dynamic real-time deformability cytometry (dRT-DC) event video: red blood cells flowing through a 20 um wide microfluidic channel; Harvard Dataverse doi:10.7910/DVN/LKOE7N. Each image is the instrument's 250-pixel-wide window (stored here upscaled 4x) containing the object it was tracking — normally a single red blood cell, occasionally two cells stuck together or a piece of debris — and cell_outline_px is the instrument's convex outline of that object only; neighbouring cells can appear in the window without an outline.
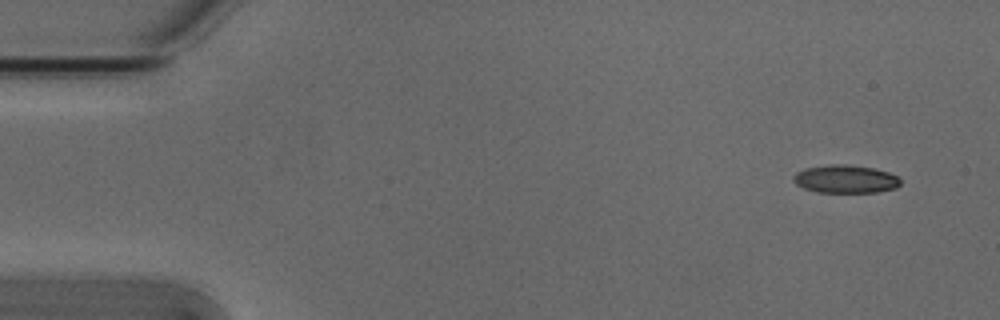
{"species": "Egyptian fruit bat (a non-hibernating species)", "species_latin": "Rousettus aegyptiacus", "temperature_condition": "cold", "stored_images_in_passage": 5, "camera_frame_rate_fps": 3000, "um_per_image_px": 0.085, "animal": {"sex": "male"}, "frame": {"image": 1, "passage_image": 1, "time_ms": 0.0, "image_size_px": [1000, 320], "cell_outline_px": [[900, 184], [896, 188], [876, 192], [816, 192], [804, 188], [796, 184], [792, 180], [792, 176], [796, 172], [804, 168], [828, 164], [844, 164], [872, 168], [888, 172], [896, 176], [900, 180]], "centroid_in_image_um": [71.81, 15.21], "position_along_channel_um": 13.2, "area_um2": 17.51}}
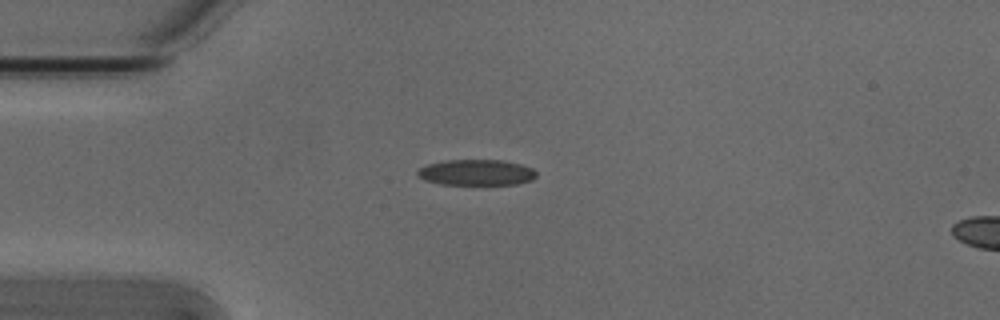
{"frame": {"image": 2, "passage_image": 4, "time_ms": 1.0, "image_size_px": [1000, 320], "cell_outline_px": [[536, 176], [532, 180], [516, 184], [440, 184], [424, 180], [416, 176], [416, 172], [420, 168], [428, 164], [444, 160], [504, 160], [520, 164], [532, 168], [536, 172]], "centroid_in_image_um": [40.47, 14.65], "position_along_channel_um": 44.5, "area_um2": 17.92}}